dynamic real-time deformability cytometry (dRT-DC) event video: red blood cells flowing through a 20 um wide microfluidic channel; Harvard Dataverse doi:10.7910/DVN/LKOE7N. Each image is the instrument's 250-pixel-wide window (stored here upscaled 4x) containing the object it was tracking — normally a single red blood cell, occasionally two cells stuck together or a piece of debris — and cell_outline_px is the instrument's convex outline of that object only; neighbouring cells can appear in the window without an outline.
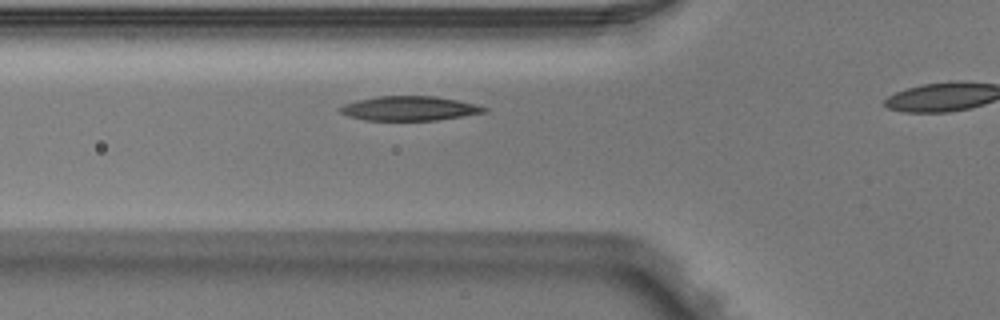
{"species": "Egyptian fruit bat (a non-hibernating species)", "species_latin": "Rousettus aegyptiacus", "temperature_condition": "warm", "stored_images_in_passage": 7, "segment_of_instrument_passage": [1, 2], "camera_frame_rate_fps": 3000, "um_per_image_px": 0.085, "animal": {"sex": "male"}, "frame": {"image": 1, "passage_image": 6, "time_ms": 1.667, "image_size_px": [1000, 320], "cell_outline_px": [[488, 112], [464, 116], [436, 120], [364, 120], [348, 116], [340, 112], [336, 108], [344, 104], [356, 100], [376, 96], [432, 96], [456, 100], [476, 104], [488, 108]], "centroid_in_image_um": [34.78, 9.21], "position_along_channel_um": 91.0, "area_um2": 20.58}}